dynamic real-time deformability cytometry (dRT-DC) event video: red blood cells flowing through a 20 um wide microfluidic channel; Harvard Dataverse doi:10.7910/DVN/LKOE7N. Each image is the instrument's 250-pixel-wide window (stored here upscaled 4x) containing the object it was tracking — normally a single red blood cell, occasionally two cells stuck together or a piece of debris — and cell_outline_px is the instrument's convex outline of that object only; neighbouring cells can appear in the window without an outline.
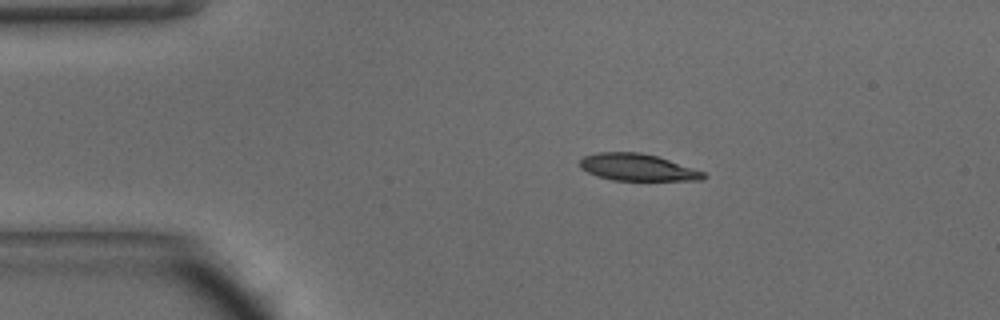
{"species": "common noctule bat (a hibernating species)", "species_latin": "Nyctalus noctula", "temperature_condition": "warm", "stored_images_in_passage": 10, "camera_frame_rate_fps": 3000, "um_per_image_px": 0.085, "animal": {"sex": "male", "body_mass_g": 15.6}, "frame": {"image": 1, "passage_image": 1, "time_ms": 0.0, "image_size_px": [1000, 320], "cell_outline_px": [[708, 176], [704, 180], [612, 180], [596, 176], [580, 168], [580, 160], [584, 156], [596, 152], [640, 152], [656, 156], [704, 172]], "centroid_in_image_um": [54.15, 14.22], "position_along_channel_um": 30.8, "area_um2": 19.31}}
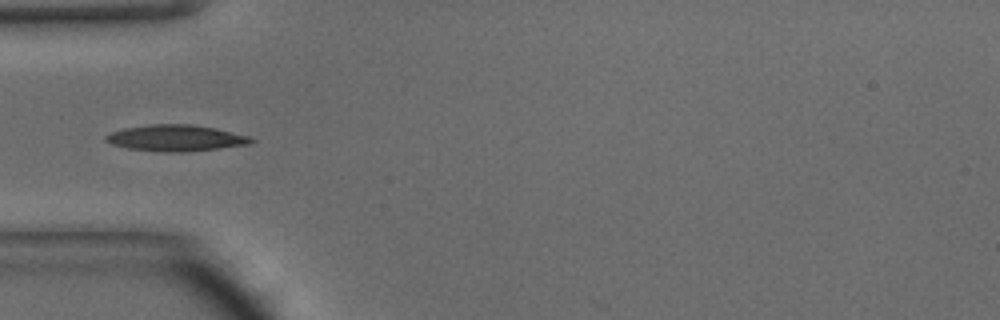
{"frame": {"image": 2, "passage_image": 7, "time_ms": 2.0, "image_size_px": [1000, 320], "cell_outline_px": [[256, 140], [252, 144], [220, 148], [184, 152], [164, 152], [128, 148], [112, 144], [104, 140], [104, 136], [112, 132], [124, 128], [148, 124], [192, 124], [216, 128], [248, 136]], "centroid_in_image_um": [14.96, 11.73], "position_along_channel_um": 70.0, "area_um2": 22.31}}